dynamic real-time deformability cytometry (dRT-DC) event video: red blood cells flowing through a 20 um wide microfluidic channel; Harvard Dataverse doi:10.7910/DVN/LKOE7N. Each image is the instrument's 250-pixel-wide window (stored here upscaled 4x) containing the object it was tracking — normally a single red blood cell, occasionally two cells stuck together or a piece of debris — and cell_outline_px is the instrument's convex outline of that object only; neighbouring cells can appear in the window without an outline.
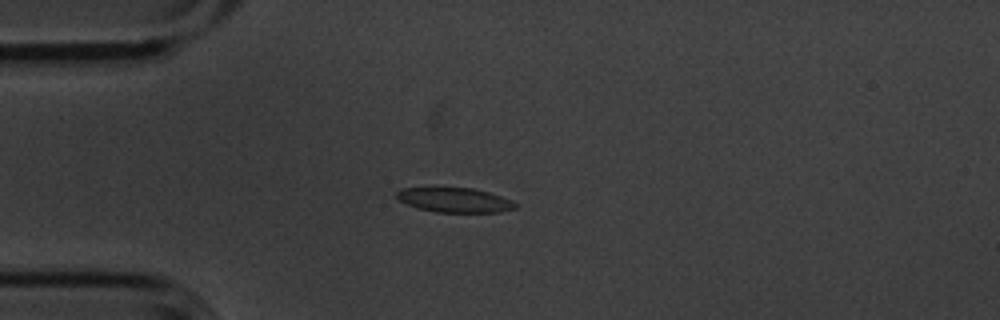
{"species": "common noctule bat (a hibernating species)", "species_latin": "Nyctalus noctula", "temperature_condition": "cold", "stored_images_in_passage": 6, "camera_frame_rate_fps": 3000, "um_per_image_px": 0.085, "animal": {"sex": "male", "body_mass_g": 20.1, "forearm_length_mm": 53.5}, "frame": {"image": 1, "passage_image": 4, "time_ms": 1.0, "image_size_px": [1000, 320], "cell_outline_px": [[516, 208], [500, 212], [436, 212], [416, 208], [400, 200], [396, 196], [396, 192], [404, 188], [472, 188], [488, 192], [512, 200], [516, 204]], "centroid_in_image_um": [38.66, 17.01], "position_along_channel_um": 46.3, "area_um2": 16.82}}
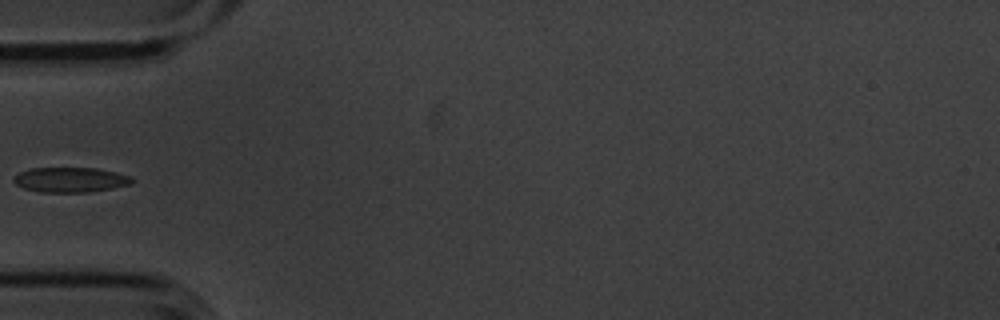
{"frame": {"image": 2, "passage_image": 5, "time_ms": 1.333, "image_size_px": [1000, 320], "cell_outline_px": [[136, 180], [132, 184], [112, 188], [88, 192], [40, 192], [24, 188], [16, 184], [12, 180], [20, 172], [32, 168], [96, 168], [116, 172], [132, 176]], "centroid_in_image_um": [6.04, 15.28], "position_along_channel_um": 79.0, "area_um2": 17.22}}
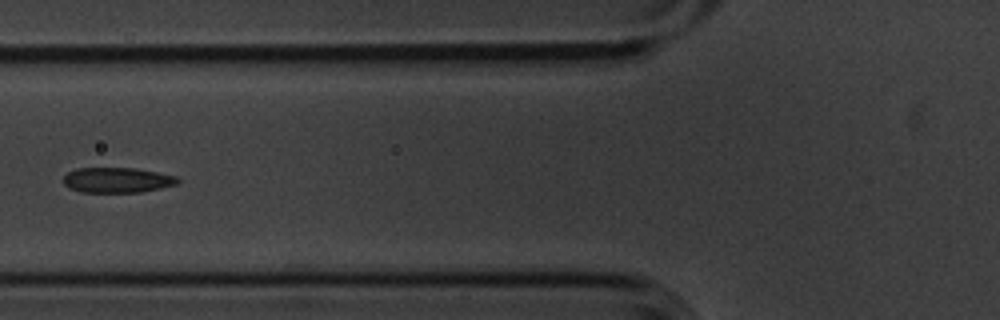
{"frame": {"image": 3, "passage_image": 6, "time_ms": 1.667, "image_size_px": [1000, 320], "cell_outline_px": [[180, 180], [176, 184], [160, 188], [140, 192], [80, 192], [68, 188], [64, 184], [64, 176], [68, 172], [76, 168], [136, 168], [176, 176]], "centroid_in_image_um": [9.93, 15.3], "position_along_channel_um": 115.9, "area_um2": 16.76}}